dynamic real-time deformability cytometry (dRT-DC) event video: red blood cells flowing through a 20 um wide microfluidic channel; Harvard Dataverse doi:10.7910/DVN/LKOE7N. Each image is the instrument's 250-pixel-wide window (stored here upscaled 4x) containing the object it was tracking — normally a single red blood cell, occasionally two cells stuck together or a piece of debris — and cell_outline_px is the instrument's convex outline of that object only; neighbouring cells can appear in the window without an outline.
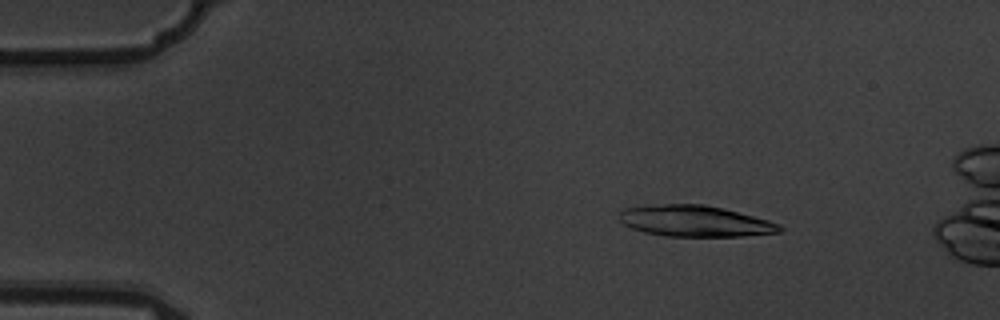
{"species": "common noctule bat (a hibernating species)", "species_latin": "Nyctalus noctula", "temperature_condition": "warm", "stored_images_in_passage": 5, "camera_frame_rate_fps": 3000, "um_per_image_px": 0.085, "animal": {"sex": "male", "body_mass_g": 19.5, "forearm_length_mm": 54.6}, "frame": {"image": 1, "passage_image": 2, "time_ms": 0.333, "image_size_px": [1000, 320], "cell_outline_px": [[784, 228], [780, 232], [740, 236], [664, 236], [644, 232], [632, 228], [624, 224], [620, 220], [620, 212], [624, 208], [664, 204], [704, 204], [768, 220], [780, 224]], "centroid_in_image_um": [59.06, 18.8], "position_along_channel_um": 25.9, "area_um2": 28.73}}